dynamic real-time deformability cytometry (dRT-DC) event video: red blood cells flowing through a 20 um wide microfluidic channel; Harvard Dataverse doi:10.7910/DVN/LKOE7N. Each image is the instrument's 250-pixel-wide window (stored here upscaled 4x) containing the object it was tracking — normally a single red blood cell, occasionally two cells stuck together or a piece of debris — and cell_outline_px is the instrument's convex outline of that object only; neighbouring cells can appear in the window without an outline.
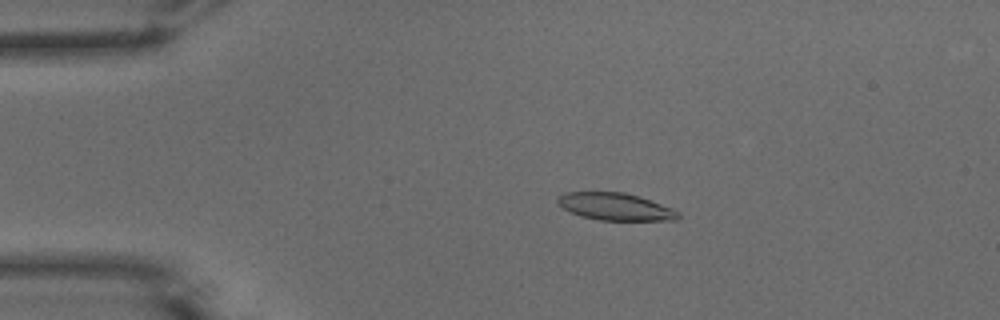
{"species": "common noctule bat (a hibernating species)", "species_latin": "Nyctalus noctula", "temperature_condition": "warm", "stored_images_in_passage": 52, "camera_frame_rate_fps": 3000, "um_per_image_px": 0.085, "animal": {"sex": "male", "body_mass_g": 15.6}, "frame": {"image": 1, "passage_image": 11, "time_ms": 3.333, "image_size_px": [1000, 320], "cell_outline_px": [[680, 216], [676, 220], [600, 220], [580, 216], [564, 208], [556, 200], [564, 192], [624, 192], [672, 208], [680, 212]], "centroid_in_image_um": [52.31, 17.57], "position_along_channel_um": 32.7, "area_um2": 18.84}}
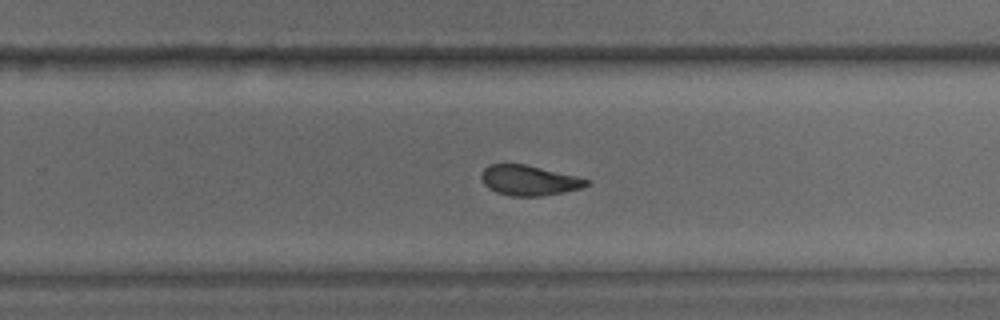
{"frame": {"image": 2, "passage_image": 34, "time_ms": 11.0, "image_size_px": [1000, 320], "cell_outline_px": [[588, 184], [580, 188], [564, 192], [540, 196], [512, 196], [496, 192], [488, 188], [484, 184], [480, 176], [484, 168], [488, 164], [524, 164], [576, 176], [588, 180]], "centroid_in_image_um": [44.91, 15.33], "position_along_channel_um": 284.9, "area_um2": 18.26}}
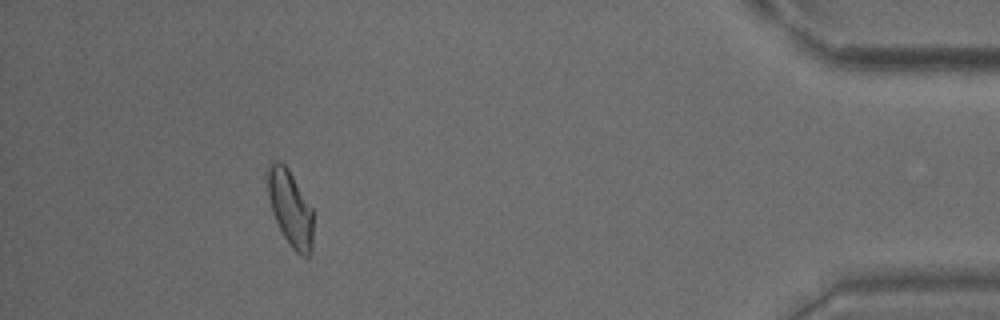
{"frame": {"image": 3, "passage_image": 48, "time_ms": 15.667, "image_size_px": [1000, 320], "cell_outline_px": [[312, 252], [308, 256], [300, 256], [292, 248], [284, 236], [272, 212], [268, 196], [264, 176], [264, 172], [268, 164], [272, 160], [280, 160], [288, 168], [312, 208]], "centroid_in_image_um": [24.62, 17.62], "position_along_channel_um": 410.6, "area_um2": 20.52}, "authors_computed_cell_mechanics": {"area_um2": 19.4786, "velocity_mm_per_s": 3.8973, "shape_relaxation_time_tau1_ms": 10.1357, "shape_relaxation_time_tau2_ms": 2.5336, "deformation_change_tau1": 0.2733, "deformation_change_tau2": 0.0804}}